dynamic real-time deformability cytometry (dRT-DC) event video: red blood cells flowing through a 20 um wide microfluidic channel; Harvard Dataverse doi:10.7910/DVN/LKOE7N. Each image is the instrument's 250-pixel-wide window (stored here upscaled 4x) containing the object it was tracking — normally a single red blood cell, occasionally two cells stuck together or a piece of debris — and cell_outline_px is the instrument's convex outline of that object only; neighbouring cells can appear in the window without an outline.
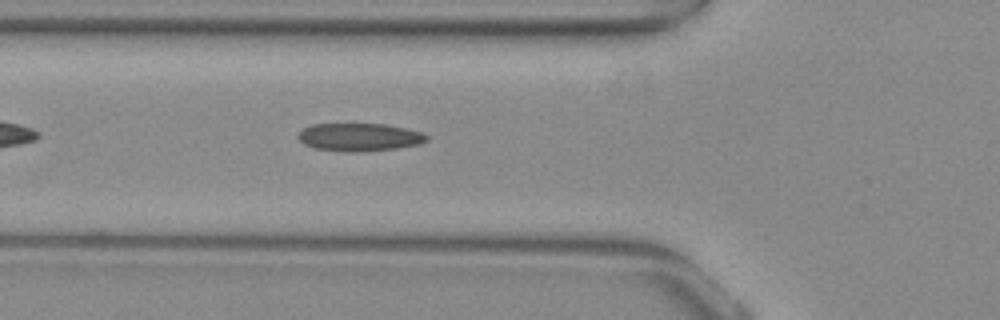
{"species": "common noctule bat (a hibernating species)", "species_latin": "Nyctalus noctula", "temperature_condition": "warm", "stored_images_in_passage": 37, "camera_frame_rate_fps": 3000, "um_per_image_px": 0.085, "animal": {"sex": "female", "body_mass_g": 29.2, "forearm_length_mm": 56.3}, "frame": {"image": 1, "passage_image": 6, "time_ms": 1.667, "image_size_px": [1000, 320], "cell_outline_px": [[428, 140], [420, 144], [396, 148], [360, 152], [348, 152], [312, 148], [304, 144], [296, 136], [304, 128], [312, 124], [384, 124], [404, 128], [420, 132], [428, 136]], "centroid_in_image_um": [30.52, 11.66], "position_along_channel_um": 95.3, "area_um2": 20.87}}
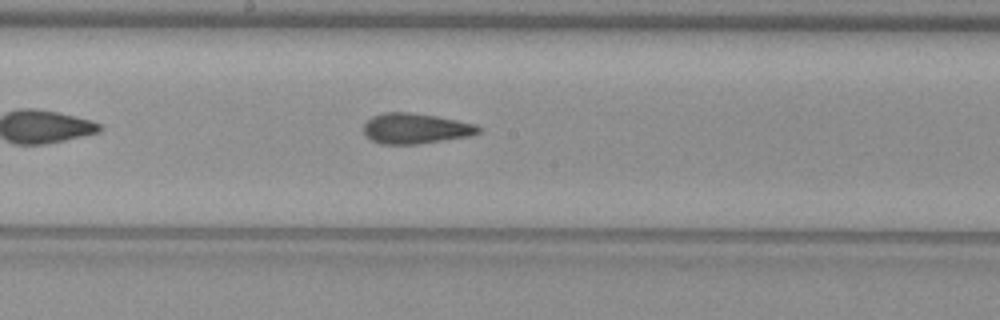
{"frame": {"image": 2, "passage_image": 15, "time_ms": 4.667, "image_size_px": [1000, 320], "cell_outline_px": [[480, 132], [472, 136], [420, 144], [380, 144], [372, 140], [364, 132], [364, 124], [372, 116], [384, 112], [412, 112], [436, 116], [476, 124], [480, 128]], "centroid_in_image_um": [35.34, 10.92], "position_along_channel_um": 212.9, "area_um2": 20.46}}
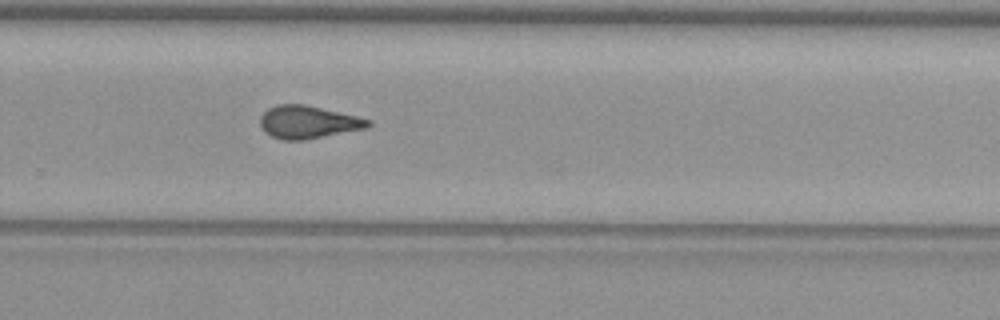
{"frame": {"image": 3, "passage_image": 22, "time_ms": 7.0, "image_size_px": [1000, 320], "cell_outline_px": [[372, 124], [368, 128], [304, 140], [284, 140], [272, 136], [260, 124], [260, 116], [268, 108], [276, 104], [304, 104], [356, 116], [372, 120]], "centroid_in_image_um": [26.21, 10.37], "position_along_channel_um": 303.6, "area_um2": 20.46}, "authors_computed_cell_mechanics": {"area_um2": 20.4612, "velocity_mm_per_s": 3.8999, "shape_relaxation_time_tau1_ms": null, "shape_relaxation_time_tau2_ms": 2.0202, "deformation_change_tau1": null, "deformation_change_tau2": 0.1055}}